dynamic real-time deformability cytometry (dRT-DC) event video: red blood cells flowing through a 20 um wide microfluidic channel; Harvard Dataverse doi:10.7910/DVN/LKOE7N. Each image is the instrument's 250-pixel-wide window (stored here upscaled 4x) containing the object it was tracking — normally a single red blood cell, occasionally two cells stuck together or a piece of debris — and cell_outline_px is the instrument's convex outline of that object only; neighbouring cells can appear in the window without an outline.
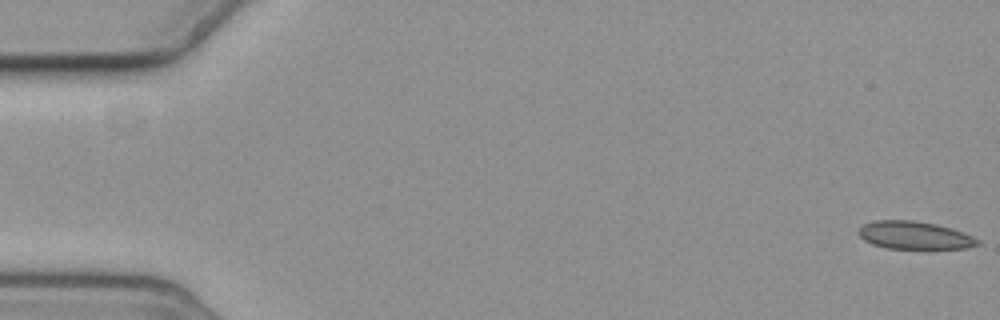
{"species": "common noctule bat (a hibernating species)", "species_latin": "Nyctalus noctula", "temperature_condition": "cold", "stored_images_in_passage": 6, "camera_frame_rate_fps": 3000, "um_per_image_px": 0.085, "animal": {"sex": "female", "body_mass_g": 19.3, "forearm_length_mm": 54.1}, "frame": {"image": 1, "passage_image": 1, "time_ms": 0.0, "image_size_px": [1000, 320], "cell_outline_px": [[980, 244], [968, 248], [888, 248], [872, 244], [864, 240], [860, 236], [860, 228], [864, 224], [876, 220], [912, 220], [936, 224], [952, 228], [972, 236], [980, 240]], "centroid_in_image_um": [77.76, 19.99], "position_along_channel_um": 7.2, "area_um2": 19.07}}
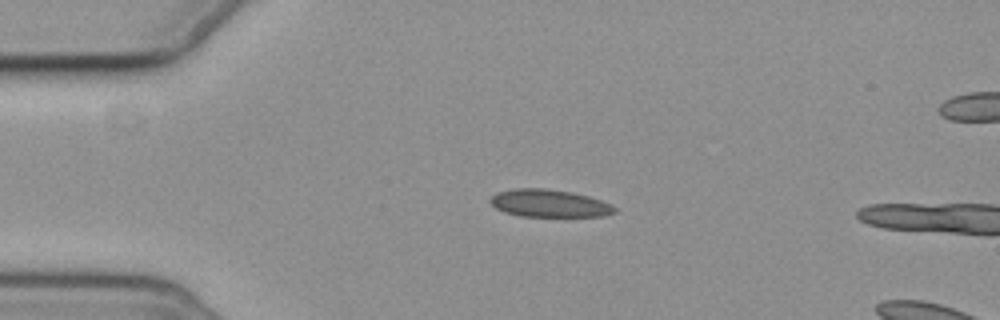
{"frame": {"image": 2, "passage_image": 4, "time_ms": 4.333, "image_size_px": [1000, 320], "cell_outline_px": [[616, 212], [604, 216], [520, 216], [504, 212], [496, 208], [488, 200], [496, 192], [516, 188], [544, 188], [572, 192], [588, 196], [612, 204], [616, 208]], "centroid_in_image_um": [46.68, 17.28], "position_along_channel_um": 38.3, "area_um2": 20.0}}